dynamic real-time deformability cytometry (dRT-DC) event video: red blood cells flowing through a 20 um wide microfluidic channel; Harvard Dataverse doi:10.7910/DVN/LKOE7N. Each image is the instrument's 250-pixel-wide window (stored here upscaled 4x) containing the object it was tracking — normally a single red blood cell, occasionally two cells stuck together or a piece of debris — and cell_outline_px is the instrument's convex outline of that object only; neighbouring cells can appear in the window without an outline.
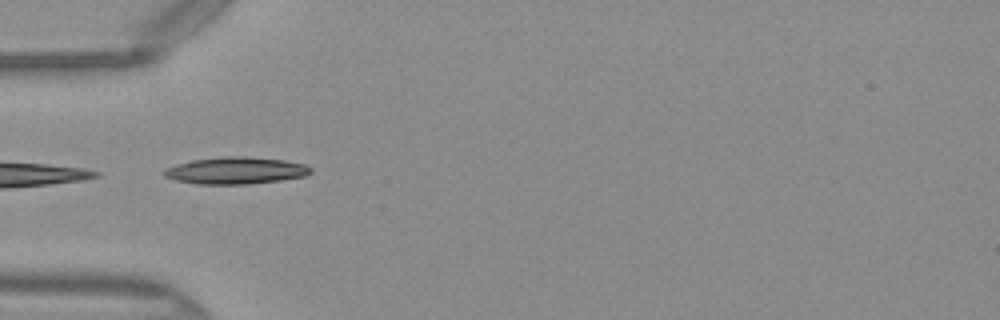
{"species": "Egyptian fruit bat (a non-hibernating species)", "species_latin": "Rousettus aegyptiacus", "temperature_condition": "warm", "stored_images_in_passage": 8, "camera_frame_rate_fps": 3000, "um_per_image_px": 0.085, "frame": {"image": 1, "passage_image": 1, "time_ms": 0.0, "image_size_px": [1000, 320], "cell_outline_px": [[312, 172], [304, 176], [280, 180], [248, 184], [196, 184], [176, 180], [164, 176], [164, 172], [168, 168], [176, 164], [192, 160], [228, 156], [244, 156], [284, 160], [304, 164], [312, 168]], "centroid_in_image_um": [20.06, 14.5], "position_along_channel_um": 64.9, "area_um2": 22.83}}